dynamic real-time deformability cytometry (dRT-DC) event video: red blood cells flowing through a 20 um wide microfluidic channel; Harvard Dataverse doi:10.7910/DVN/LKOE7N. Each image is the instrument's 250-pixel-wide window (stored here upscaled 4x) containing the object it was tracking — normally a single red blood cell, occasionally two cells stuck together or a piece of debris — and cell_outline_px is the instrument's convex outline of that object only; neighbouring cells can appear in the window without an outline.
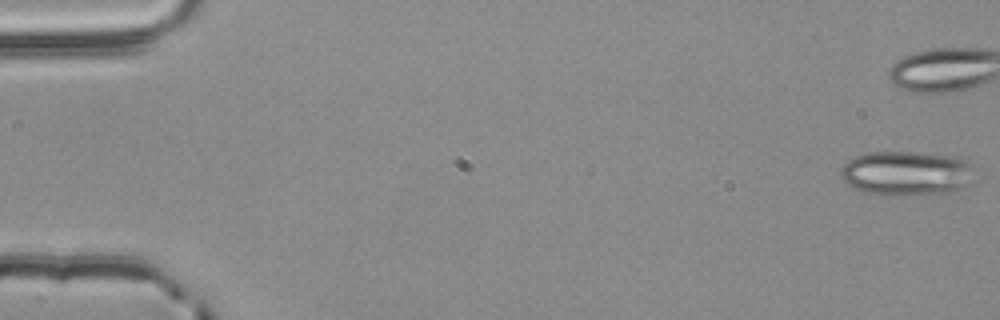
{"species": "common noctule bat (a hibernating species)", "species_latin": "Nyctalus noctula", "temperature_condition": "room temperature", "stored_images_in_passage": 4, "segment_of_instrument_passage": [2, 2], "camera_frame_rate_fps": 3000, "um_per_image_px": 0.085, "animal": {"sex": "male", "body_mass_g": 20.4}, "frame": {"image": 1, "passage_image": 4, "time_ms": 1.0, "image_size_px": [1000, 320], "cell_outline_px": [[968, 184], [964, 188], [956, 192], [904, 196], [892, 196], [864, 192], [848, 184], [840, 176], [840, 168], [852, 156], [872, 152], [912, 152], [952, 156], [968, 160]], "centroid_in_image_um": [76.98, 14.74], "position_along_channel_um": 8.0, "area_um2": 34.62}}